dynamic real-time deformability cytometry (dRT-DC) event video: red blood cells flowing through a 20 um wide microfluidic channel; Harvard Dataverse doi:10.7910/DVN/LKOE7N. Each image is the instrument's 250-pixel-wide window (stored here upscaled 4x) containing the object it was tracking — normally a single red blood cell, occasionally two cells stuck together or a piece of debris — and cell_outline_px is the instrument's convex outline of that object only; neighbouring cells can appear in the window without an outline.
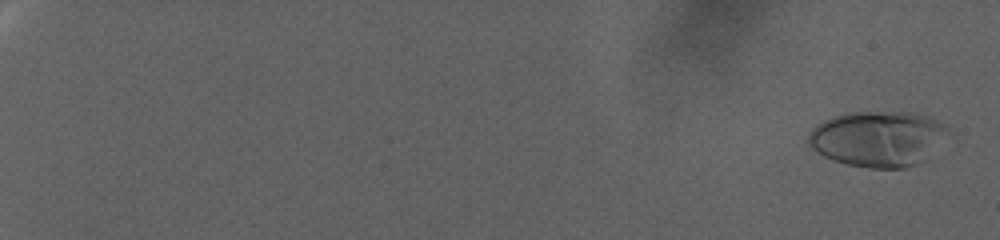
{"species": "human", "species_latin": "Homo sapiens", "temperature_condition": "warm", "stored_images_in_passage": 97, "camera_frame_rate_fps": 3000, "um_per_image_px": 0.085, "donor": {"sex": "female"}, "frame": {"image": 1, "passage_image": 4, "time_ms": 1.0, "image_size_px": [1000, 240], "cell_outline_px": [[948, 132], [916, 164], [904, 168], [868, 168], [848, 164], [824, 156], [812, 148], [808, 144], [808, 136], [812, 128], [816, 124], [832, 116], [844, 112], [912, 112], [928, 116], [944, 124], [948, 128]], "centroid_in_image_um": [74.54, 11.76], "position_along_channel_um": 10.5, "area_um2": 44.51}}
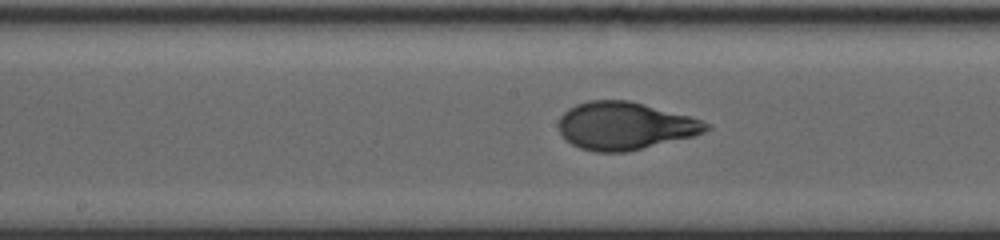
{"frame": {"image": 2, "passage_image": 59, "time_ms": 19.333, "image_size_px": [1000, 240], "cell_outline_px": [[712, 128], [696, 136], [628, 152], [596, 152], [580, 148], [572, 144], [560, 132], [560, 116], [568, 108], [576, 104], [588, 100], [628, 100], [688, 116], [712, 124]], "centroid_in_image_um": [53.15, 10.71], "position_along_channel_um": 195.1, "area_um2": 40.92}}
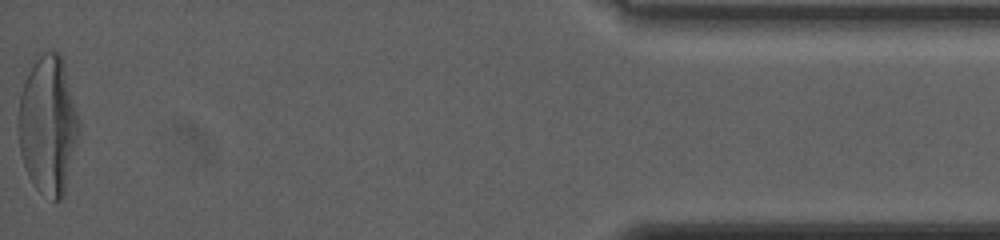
{"frame": {"image": 3, "passage_image": 97, "time_ms": 32.0, "image_size_px": [1000, 240], "cell_outline_px": [[80, 128], [64, 196], [60, 200], [52, 200], [40, 192], [32, 184], [24, 168], [20, 152], [16, 128], [16, 120], [20, 96], [28, 72], [32, 64], [44, 52], [60, 52], [64, 64], [80, 120]], "centroid_in_image_um": [4.06, 10.67], "position_along_channel_um": 431.1, "area_um2": 49.42}, "authors_computed_cell_mechanics": {"area_um2": 40.2866, "velocity_mm_per_s": 2.3724, "shape_relaxation_time_tau1_ms": 8.8325, "shape_relaxation_time_tau2_ms": null, "deformation_change_tau1": 0.2695, "deformation_change_tau2": null}}